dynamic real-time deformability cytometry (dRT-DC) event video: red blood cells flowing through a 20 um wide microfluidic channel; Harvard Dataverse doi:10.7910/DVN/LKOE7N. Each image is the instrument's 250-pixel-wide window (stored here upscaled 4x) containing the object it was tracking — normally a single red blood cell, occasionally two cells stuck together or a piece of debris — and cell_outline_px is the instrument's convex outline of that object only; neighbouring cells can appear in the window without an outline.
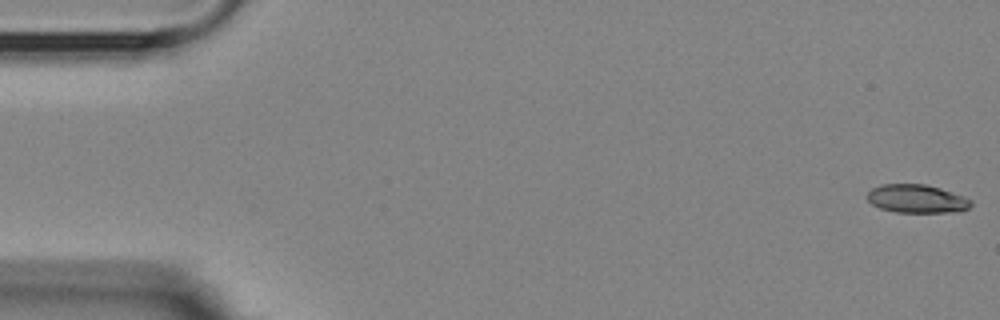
{"species": "Egyptian fruit bat (a non-hibernating species)", "species_latin": "Rousettus aegyptiacus", "temperature_condition": "room temperature", "stored_images_in_passage": 5, "camera_frame_rate_fps": 3000, "um_per_image_px": 0.085, "animal": {"sex": "female"}, "frame": {"image": 1, "passage_image": 1, "time_ms": 0.0, "image_size_px": [1000, 320], "cell_outline_px": [[972, 204], [968, 208], [960, 212], [896, 212], [880, 208], [872, 204], [868, 200], [868, 192], [872, 188], [880, 184], [924, 184], [940, 188], [972, 200]], "centroid_in_image_um": [77.92, 16.9], "position_along_channel_um": 7.1, "area_um2": 17.05}}